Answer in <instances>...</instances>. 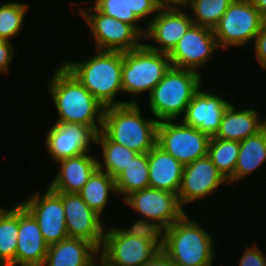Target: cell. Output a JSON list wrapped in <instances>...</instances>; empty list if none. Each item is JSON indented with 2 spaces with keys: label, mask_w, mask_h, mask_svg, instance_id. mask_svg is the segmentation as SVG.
<instances>
[{
  "label": "cell",
  "mask_w": 266,
  "mask_h": 266,
  "mask_svg": "<svg viewBox=\"0 0 266 266\" xmlns=\"http://www.w3.org/2000/svg\"><path fill=\"white\" fill-rule=\"evenodd\" d=\"M203 89L204 85L193 95L180 120L185 125L198 128L201 132L213 137L218 132L223 113L231 102L221 94Z\"/></svg>",
  "instance_id": "obj_18"
},
{
  "label": "cell",
  "mask_w": 266,
  "mask_h": 266,
  "mask_svg": "<svg viewBox=\"0 0 266 266\" xmlns=\"http://www.w3.org/2000/svg\"><path fill=\"white\" fill-rule=\"evenodd\" d=\"M0 266H11V265H9L8 263L0 261Z\"/></svg>",
  "instance_id": "obj_42"
},
{
  "label": "cell",
  "mask_w": 266,
  "mask_h": 266,
  "mask_svg": "<svg viewBox=\"0 0 266 266\" xmlns=\"http://www.w3.org/2000/svg\"><path fill=\"white\" fill-rule=\"evenodd\" d=\"M143 266H170V258L168 255L161 249L155 254L147 263Z\"/></svg>",
  "instance_id": "obj_38"
},
{
  "label": "cell",
  "mask_w": 266,
  "mask_h": 266,
  "mask_svg": "<svg viewBox=\"0 0 266 266\" xmlns=\"http://www.w3.org/2000/svg\"><path fill=\"white\" fill-rule=\"evenodd\" d=\"M90 266H106L104 261L99 257L94 263H92Z\"/></svg>",
  "instance_id": "obj_40"
},
{
  "label": "cell",
  "mask_w": 266,
  "mask_h": 266,
  "mask_svg": "<svg viewBox=\"0 0 266 266\" xmlns=\"http://www.w3.org/2000/svg\"><path fill=\"white\" fill-rule=\"evenodd\" d=\"M97 133L86 125L53 122L47 129L45 147L52 162L91 152Z\"/></svg>",
  "instance_id": "obj_15"
},
{
  "label": "cell",
  "mask_w": 266,
  "mask_h": 266,
  "mask_svg": "<svg viewBox=\"0 0 266 266\" xmlns=\"http://www.w3.org/2000/svg\"><path fill=\"white\" fill-rule=\"evenodd\" d=\"M255 242L252 245H246L244 251H241L239 266H265V253L256 246Z\"/></svg>",
  "instance_id": "obj_35"
},
{
  "label": "cell",
  "mask_w": 266,
  "mask_h": 266,
  "mask_svg": "<svg viewBox=\"0 0 266 266\" xmlns=\"http://www.w3.org/2000/svg\"><path fill=\"white\" fill-rule=\"evenodd\" d=\"M170 266H180V265H177V264L173 263V262L171 261V259H170Z\"/></svg>",
  "instance_id": "obj_43"
},
{
  "label": "cell",
  "mask_w": 266,
  "mask_h": 266,
  "mask_svg": "<svg viewBox=\"0 0 266 266\" xmlns=\"http://www.w3.org/2000/svg\"><path fill=\"white\" fill-rule=\"evenodd\" d=\"M171 66L168 54L151 50L144 43L137 49L123 52L122 89L123 93L133 95L127 103H139L136 97L145 92L148 97L147 93L150 95Z\"/></svg>",
  "instance_id": "obj_6"
},
{
  "label": "cell",
  "mask_w": 266,
  "mask_h": 266,
  "mask_svg": "<svg viewBox=\"0 0 266 266\" xmlns=\"http://www.w3.org/2000/svg\"><path fill=\"white\" fill-rule=\"evenodd\" d=\"M85 60H62L61 63L105 107L127 104L115 99L122 93L123 52L96 50Z\"/></svg>",
  "instance_id": "obj_2"
},
{
  "label": "cell",
  "mask_w": 266,
  "mask_h": 266,
  "mask_svg": "<svg viewBox=\"0 0 266 266\" xmlns=\"http://www.w3.org/2000/svg\"><path fill=\"white\" fill-rule=\"evenodd\" d=\"M191 69L171 66L155 86L148 99L149 112L158 122L180 120L193 95L201 88L204 79Z\"/></svg>",
  "instance_id": "obj_5"
},
{
  "label": "cell",
  "mask_w": 266,
  "mask_h": 266,
  "mask_svg": "<svg viewBox=\"0 0 266 266\" xmlns=\"http://www.w3.org/2000/svg\"><path fill=\"white\" fill-rule=\"evenodd\" d=\"M234 0H184L181 4L192 11L193 24L214 29Z\"/></svg>",
  "instance_id": "obj_30"
},
{
  "label": "cell",
  "mask_w": 266,
  "mask_h": 266,
  "mask_svg": "<svg viewBox=\"0 0 266 266\" xmlns=\"http://www.w3.org/2000/svg\"><path fill=\"white\" fill-rule=\"evenodd\" d=\"M252 43L254 44V57L258 65L266 70V21Z\"/></svg>",
  "instance_id": "obj_37"
},
{
  "label": "cell",
  "mask_w": 266,
  "mask_h": 266,
  "mask_svg": "<svg viewBox=\"0 0 266 266\" xmlns=\"http://www.w3.org/2000/svg\"><path fill=\"white\" fill-rule=\"evenodd\" d=\"M123 201L133 212L142 216L141 218L160 223L165 228H169L188 213L185 207L181 206L178 194L152 187L135 191Z\"/></svg>",
  "instance_id": "obj_13"
},
{
  "label": "cell",
  "mask_w": 266,
  "mask_h": 266,
  "mask_svg": "<svg viewBox=\"0 0 266 266\" xmlns=\"http://www.w3.org/2000/svg\"><path fill=\"white\" fill-rule=\"evenodd\" d=\"M210 138L181 120L160 121L157 127V145L184 166L207 156Z\"/></svg>",
  "instance_id": "obj_9"
},
{
  "label": "cell",
  "mask_w": 266,
  "mask_h": 266,
  "mask_svg": "<svg viewBox=\"0 0 266 266\" xmlns=\"http://www.w3.org/2000/svg\"><path fill=\"white\" fill-rule=\"evenodd\" d=\"M190 12L181 3H165L147 25L144 44L151 50L169 54L193 24ZM147 40H151L150 44Z\"/></svg>",
  "instance_id": "obj_10"
},
{
  "label": "cell",
  "mask_w": 266,
  "mask_h": 266,
  "mask_svg": "<svg viewBox=\"0 0 266 266\" xmlns=\"http://www.w3.org/2000/svg\"><path fill=\"white\" fill-rule=\"evenodd\" d=\"M140 107V103L106 107L102 132L114 143L137 153H148L157 144L159 122L154 117H143Z\"/></svg>",
  "instance_id": "obj_3"
},
{
  "label": "cell",
  "mask_w": 266,
  "mask_h": 266,
  "mask_svg": "<svg viewBox=\"0 0 266 266\" xmlns=\"http://www.w3.org/2000/svg\"><path fill=\"white\" fill-rule=\"evenodd\" d=\"M239 149L238 141L210 138L207 156L227 181L234 175Z\"/></svg>",
  "instance_id": "obj_29"
},
{
  "label": "cell",
  "mask_w": 266,
  "mask_h": 266,
  "mask_svg": "<svg viewBox=\"0 0 266 266\" xmlns=\"http://www.w3.org/2000/svg\"><path fill=\"white\" fill-rule=\"evenodd\" d=\"M132 225V226H131ZM127 228L120 225L119 229L126 235L135 236L150 242H153L160 250L165 244L166 228L157 222H152L139 217L132 222Z\"/></svg>",
  "instance_id": "obj_33"
},
{
  "label": "cell",
  "mask_w": 266,
  "mask_h": 266,
  "mask_svg": "<svg viewBox=\"0 0 266 266\" xmlns=\"http://www.w3.org/2000/svg\"><path fill=\"white\" fill-rule=\"evenodd\" d=\"M240 149L235 166L234 175L228 180L236 184L254 174L256 169L266 163V126L256 135L250 136L239 142Z\"/></svg>",
  "instance_id": "obj_24"
},
{
  "label": "cell",
  "mask_w": 266,
  "mask_h": 266,
  "mask_svg": "<svg viewBox=\"0 0 266 266\" xmlns=\"http://www.w3.org/2000/svg\"><path fill=\"white\" fill-rule=\"evenodd\" d=\"M62 203L68 237L88 241L100 251L106 227L101 216L87 205L79 193L62 192Z\"/></svg>",
  "instance_id": "obj_16"
},
{
  "label": "cell",
  "mask_w": 266,
  "mask_h": 266,
  "mask_svg": "<svg viewBox=\"0 0 266 266\" xmlns=\"http://www.w3.org/2000/svg\"><path fill=\"white\" fill-rule=\"evenodd\" d=\"M265 21L250 0H234L213 29L219 49L248 45Z\"/></svg>",
  "instance_id": "obj_7"
},
{
  "label": "cell",
  "mask_w": 266,
  "mask_h": 266,
  "mask_svg": "<svg viewBox=\"0 0 266 266\" xmlns=\"http://www.w3.org/2000/svg\"><path fill=\"white\" fill-rule=\"evenodd\" d=\"M128 10L132 11L146 26L165 4L163 0H127ZM148 19V21H147Z\"/></svg>",
  "instance_id": "obj_34"
},
{
  "label": "cell",
  "mask_w": 266,
  "mask_h": 266,
  "mask_svg": "<svg viewBox=\"0 0 266 266\" xmlns=\"http://www.w3.org/2000/svg\"><path fill=\"white\" fill-rule=\"evenodd\" d=\"M229 184L208 157H202L184 166L178 198L182 207L217 194L220 186Z\"/></svg>",
  "instance_id": "obj_17"
},
{
  "label": "cell",
  "mask_w": 266,
  "mask_h": 266,
  "mask_svg": "<svg viewBox=\"0 0 266 266\" xmlns=\"http://www.w3.org/2000/svg\"><path fill=\"white\" fill-rule=\"evenodd\" d=\"M20 203L37 221L48 245L68 237L62 192H54L48 187L43 194L36 191Z\"/></svg>",
  "instance_id": "obj_12"
},
{
  "label": "cell",
  "mask_w": 266,
  "mask_h": 266,
  "mask_svg": "<svg viewBox=\"0 0 266 266\" xmlns=\"http://www.w3.org/2000/svg\"><path fill=\"white\" fill-rule=\"evenodd\" d=\"M253 6L266 19V0H250Z\"/></svg>",
  "instance_id": "obj_39"
},
{
  "label": "cell",
  "mask_w": 266,
  "mask_h": 266,
  "mask_svg": "<svg viewBox=\"0 0 266 266\" xmlns=\"http://www.w3.org/2000/svg\"><path fill=\"white\" fill-rule=\"evenodd\" d=\"M98 157L87 152L56 162L58 171L48 187L54 192L79 193L98 168Z\"/></svg>",
  "instance_id": "obj_20"
},
{
  "label": "cell",
  "mask_w": 266,
  "mask_h": 266,
  "mask_svg": "<svg viewBox=\"0 0 266 266\" xmlns=\"http://www.w3.org/2000/svg\"><path fill=\"white\" fill-rule=\"evenodd\" d=\"M259 110L241 108L229 104L223 113L218 132L214 136L223 140L242 141L256 135L266 126V118L260 119Z\"/></svg>",
  "instance_id": "obj_21"
},
{
  "label": "cell",
  "mask_w": 266,
  "mask_h": 266,
  "mask_svg": "<svg viewBox=\"0 0 266 266\" xmlns=\"http://www.w3.org/2000/svg\"><path fill=\"white\" fill-rule=\"evenodd\" d=\"M18 204L0 208V261L16 266Z\"/></svg>",
  "instance_id": "obj_28"
},
{
  "label": "cell",
  "mask_w": 266,
  "mask_h": 266,
  "mask_svg": "<svg viewBox=\"0 0 266 266\" xmlns=\"http://www.w3.org/2000/svg\"><path fill=\"white\" fill-rule=\"evenodd\" d=\"M79 14L91 32L89 37L92 34L95 50L127 52L144 43L132 25L106 16L92 5L84 10L79 8Z\"/></svg>",
  "instance_id": "obj_8"
},
{
  "label": "cell",
  "mask_w": 266,
  "mask_h": 266,
  "mask_svg": "<svg viewBox=\"0 0 266 266\" xmlns=\"http://www.w3.org/2000/svg\"><path fill=\"white\" fill-rule=\"evenodd\" d=\"M150 187L178 194L184 165L157 144L148 152Z\"/></svg>",
  "instance_id": "obj_22"
},
{
  "label": "cell",
  "mask_w": 266,
  "mask_h": 266,
  "mask_svg": "<svg viewBox=\"0 0 266 266\" xmlns=\"http://www.w3.org/2000/svg\"><path fill=\"white\" fill-rule=\"evenodd\" d=\"M165 3H182L184 0H163Z\"/></svg>",
  "instance_id": "obj_41"
},
{
  "label": "cell",
  "mask_w": 266,
  "mask_h": 266,
  "mask_svg": "<svg viewBox=\"0 0 266 266\" xmlns=\"http://www.w3.org/2000/svg\"><path fill=\"white\" fill-rule=\"evenodd\" d=\"M185 214L165 230L163 251L180 266H213L215 242L210 231Z\"/></svg>",
  "instance_id": "obj_4"
},
{
  "label": "cell",
  "mask_w": 266,
  "mask_h": 266,
  "mask_svg": "<svg viewBox=\"0 0 266 266\" xmlns=\"http://www.w3.org/2000/svg\"><path fill=\"white\" fill-rule=\"evenodd\" d=\"M117 196L123 200L129 194L150 187L148 153H139L115 178Z\"/></svg>",
  "instance_id": "obj_27"
},
{
  "label": "cell",
  "mask_w": 266,
  "mask_h": 266,
  "mask_svg": "<svg viewBox=\"0 0 266 266\" xmlns=\"http://www.w3.org/2000/svg\"><path fill=\"white\" fill-rule=\"evenodd\" d=\"M57 66L47 81V91L57 111L54 122L86 125L99 133L106 107L62 63Z\"/></svg>",
  "instance_id": "obj_1"
},
{
  "label": "cell",
  "mask_w": 266,
  "mask_h": 266,
  "mask_svg": "<svg viewBox=\"0 0 266 266\" xmlns=\"http://www.w3.org/2000/svg\"><path fill=\"white\" fill-rule=\"evenodd\" d=\"M30 5L24 2L9 1L0 5V39L12 41L24 29L25 17Z\"/></svg>",
  "instance_id": "obj_31"
},
{
  "label": "cell",
  "mask_w": 266,
  "mask_h": 266,
  "mask_svg": "<svg viewBox=\"0 0 266 266\" xmlns=\"http://www.w3.org/2000/svg\"><path fill=\"white\" fill-rule=\"evenodd\" d=\"M13 41L0 39V74H9L11 62L14 61L16 49ZM15 49V51H14Z\"/></svg>",
  "instance_id": "obj_36"
},
{
  "label": "cell",
  "mask_w": 266,
  "mask_h": 266,
  "mask_svg": "<svg viewBox=\"0 0 266 266\" xmlns=\"http://www.w3.org/2000/svg\"><path fill=\"white\" fill-rule=\"evenodd\" d=\"M48 246L37 221L19 203L16 266H43Z\"/></svg>",
  "instance_id": "obj_19"
},
{
  "label": "cell",
  "mask_w": 266,
  "mask_h": 266,
  "mask_svg": "<svg viewBox=\"0 0 266 266\" xmlns=\"http://www.w3.org/2000/svg\"><path fill=\"white\" fill-rule=\"evenodd\" d=\"M218 50L213 29L192 24L168 56L173 67L203 74L200 69H206L209 60Z\"/></svg>",
  "instance_id": "obj_14"
},
{
  "label": "cell",
  "mask_w": 266,
  "mask_h": 266,
  "mask_svg": "<svg viewBox=\"0 0 266 266\" xmlns=\"http://www.w3.org/2000/svg\"><path fill=\"white\" fill-rule=\"evenodd\" d=\"M99 258V250L88 241L67 237L48 246L43 266H90Z\"/></svg>",
  "instance_id": "obj_23"
},
{
  "label": "cell",
  "mask_w": 266,
  "mask_h": 266,
  "mask_svg": "<svg viewBox=\"0 0 266 266\" xmlns=\"http://www.w3.org/2000/svg\"><path fill=\"white\" fill-rule=\"evenodd\" d=\"M111 193L118 194L115 179L98 168L79 192L87 205L101 217L104 216Z\"/></svg>",
  "instance_id": "obj_26"
},
{
  "label": "cell",
  "mask_w": 266,
  "mask_h": 266,
  "mask_svg": "<svg viewBox=\"0 0 266 266\" xmlns=\"http://www.w3.org/2000/svg\"><path fill=\"white\" fill-rule=\"evenodd\" d=\"M95 145L102 152V156L97 158L98 169L106 172L114 179L139 154L121 144L112 142L102 131L97 133Z\"/></svg>",
  "instance_id": "obj_25"
},
{
  "label": "cell",
  "mask_w": 266,
  "mask_h": 266,
  "mask_svg": "<svg viewBox=\"0 0 266 266\" xmlns=\"http://www.w3.org/2000/svg\"><path fill=\"white\" fill-rule=\"evenodd\" d=\"M160 249L153 243L124 234L119 227L105 229L99 257L106 266H143Z\"/></svg>",
  "instance_id": "obj_11"
},
{
  "label": "cell",
  "mask_w": 266,
  "mask_h": 266,
  "mask_svg": "<svg viewBox=\"0 0 266 266\" xmlns=\"http://www.w3.org/2000/svg\"><path fill=\"white\" fill-rule=\"evenodd\" d=\"M92 2L101 13L132 25L143 37L145 36L147 26H140L142 22L137 15L128 10L127 0H94Z\"/></svg>",
  "instance_id": "obj_32"
}]
</instances>
